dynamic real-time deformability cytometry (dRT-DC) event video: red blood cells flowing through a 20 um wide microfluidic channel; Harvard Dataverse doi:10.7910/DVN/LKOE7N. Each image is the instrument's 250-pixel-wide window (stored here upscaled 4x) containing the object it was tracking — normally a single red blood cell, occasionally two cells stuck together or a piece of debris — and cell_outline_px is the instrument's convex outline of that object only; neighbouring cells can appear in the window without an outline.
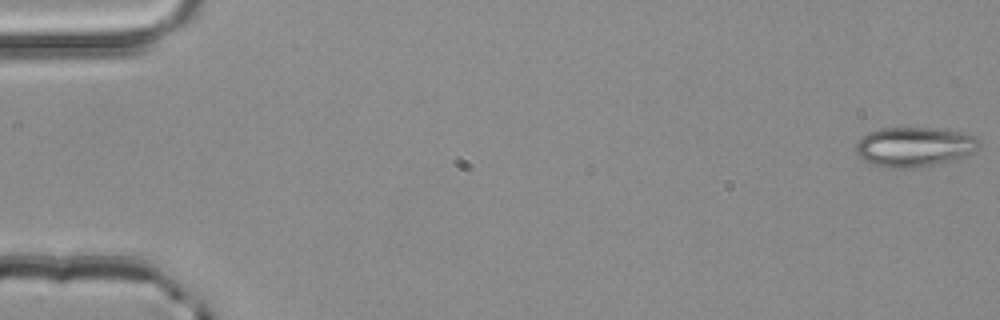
{"species": "common noctule bat (a hibernating species)", "species_latin": "Nyctalus noctula", "temperature_condition": "room temperature", "stored_images_in_passage": 4, "camera_frame_rate_fps": 3000, "um_per_image_px": 0.085, "animal": {"sex": "male", "body_mass_g": 20.4}, "frame": {"image": 1, "passage_image": 1, "time_ms": 0.0, "image_size_px": [1000, 320], "cell_outline_px": [[980, 148], [964, 156], [932, 164], [912, 168], [884, 168], [872, 164], [864, 160], [856, 152], [856, 144], [868, 132], [880, 128], [932, 128], [964, 132], [976, 136], [980, 144]], "centroid_in_image_um": [77.71, 12.47], "position_along_channel_um": 7.3, "area_um2": 28.26}}
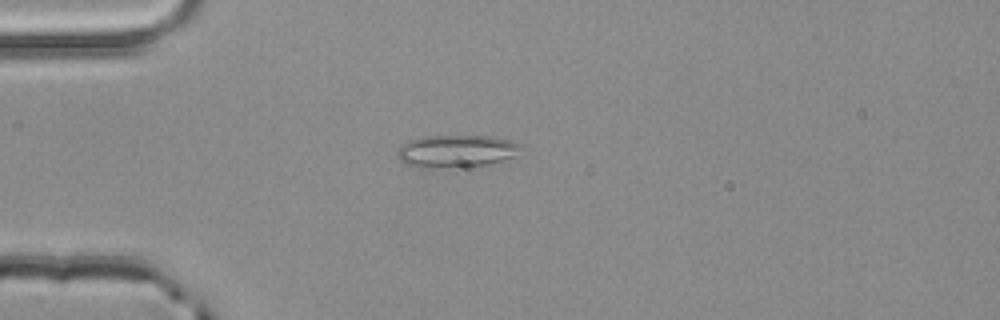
{"frame": {"image": 2, "passage_image": 4, "time_ms": 1.0, "image_size_px": [1000, 320], "cell_outline_px": [[524, 148], [516, 156], [456, 172], [404, 164], [396, 156], [396, 152], [408, 140], [424, 136], [492, 136], [512, 140], [524, 144]], "centroid_in_image_um": [38.84, 12.89], "position_along_channel_um": 46.2, "area_um2": 24.57}}